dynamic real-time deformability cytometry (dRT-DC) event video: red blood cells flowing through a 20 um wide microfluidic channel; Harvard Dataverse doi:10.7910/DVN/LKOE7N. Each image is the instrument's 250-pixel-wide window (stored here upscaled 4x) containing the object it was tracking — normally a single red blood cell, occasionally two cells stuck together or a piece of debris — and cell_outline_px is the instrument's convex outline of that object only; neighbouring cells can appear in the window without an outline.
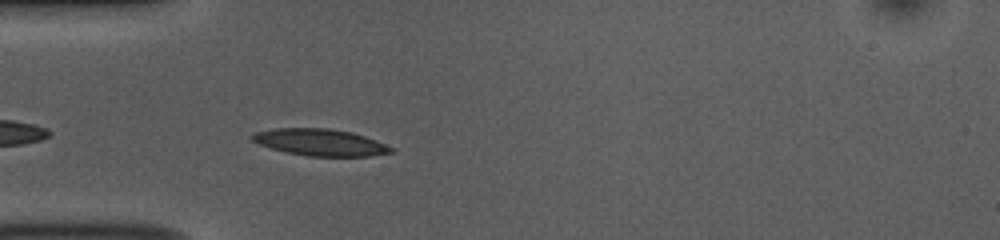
{"species": "common noctule bat (a hibernating species)", "species_latin": "Nyctalus noctula", "temperature_condition": "room temperature", "stored_images_in_passage": 28, "camera_frame_rate_fps": 3000, "um_per_image_px": 0.085, "animal": {"sex": "female", "body_mass_g": 10.0, "forearm_length_mm": 53.1}, "frame": {"image": 1, "passage_image": 3, "time_ms": 0.667, "image_size_px": [1000, 240], "cell_outline_px": [[396, 152], [372, 156], [308, 156], [288, 152], [272, 148], [260, 144], [252, 140], [248, 136], [256, 132], [276, 128], [328, 128], [352, 132], [376, 140], [396, 148]], "centroid_in_image_um": [27.28, 12.1], "position_along_channel_um": 57.7, "area_um2": 21.73}}
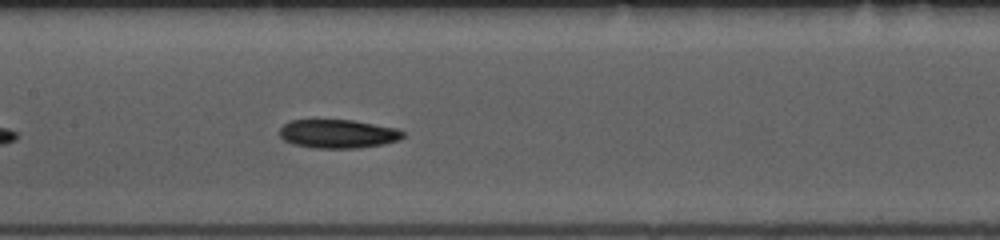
{"frame": {"image": 2, "passage_image": 13, "time_ms": 4.0, "image_size_px": [1000, 240], "cell_outline_px": [[404, 136], [400, 140], [384, 144], [356, 148], [312, 148], [292, 144], [284, 140], [280, 136], [280, 128], [288, 120], [352, 120], [396, 128], [404, 132]], "centroid_in_image_um": [28.71, 11.38], "position_along_channel_um": 178.7, "area_um2": 20.69}}
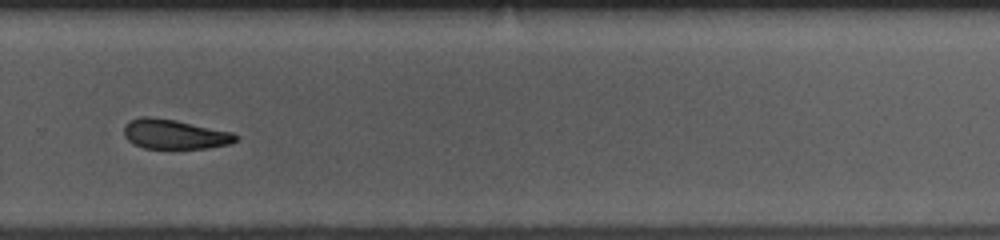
{"frame": {"image": 3, "passage_image": 24, "time_ms": 7.667, "image_size_px": [1000, 240], "cell_outline_px": [[240, 136], [236, 140], [228, 144], [208, 148], [144, 148], [128, 140], [124, 136], [124, 124], [140, 116], [148, 116], [176, 120], [232, 132]], "centroid_in_image_um": [14.83, 11.4], "position_along_channel_um": 315.0, "area_um2": 19.19}, "authors_computed_cell_mechanics": {"area_um2": 20.5479, "velocity_mm_per_s": 3.7351, "shape_relaxation_time_tau1_ms": 5.5918, "shape_relaxation_time_tau2_ms": null, "deformation_change_tau1": 0.1607, "deformation_change_tau2": null}}